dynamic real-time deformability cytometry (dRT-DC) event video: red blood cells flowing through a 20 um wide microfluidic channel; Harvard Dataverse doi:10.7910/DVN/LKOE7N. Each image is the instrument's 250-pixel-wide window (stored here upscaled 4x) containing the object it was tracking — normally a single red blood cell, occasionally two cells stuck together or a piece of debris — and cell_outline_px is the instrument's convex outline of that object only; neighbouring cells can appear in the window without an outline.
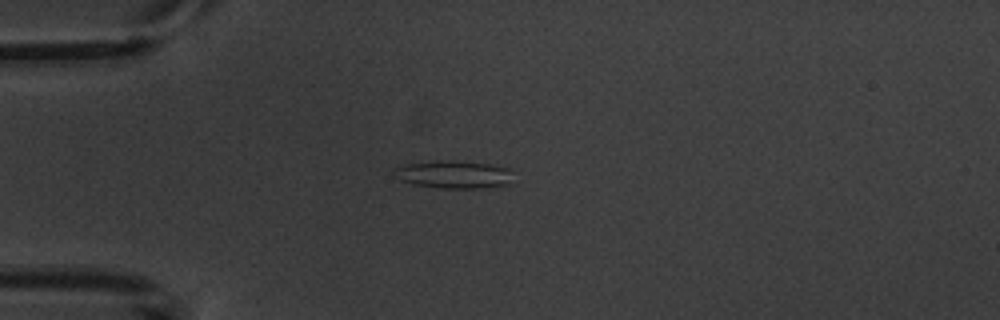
{"species": "common noctule bat (a hibernating species)", "species_latin": "Nyctalus noctula", "temperature_condition": "warm", "stored_images_in_passage": 2, "camera_frame_rate_fps": 3000, "um_per_image_px": 0.085, "animal": {"sex": "male", "body_mass_g": 20.1, "forearm_length_mm": 53.5}, "frame": {"image": 1, "passage_image": 2, "time_ms": 1.667, "image_size_px": [1000, 320], "cell_outline_px": [[508, 184], [476, 188], [444, 188], [412, 184], [400, 180], [392, 176], [392, 172], [396, 168], [408, 164], [432, 160], [452, 160], [492, 164], [508, 168]], "centroid_in_image_um": [38.46, 14.81], "position_along_channel_um": 46.5, "area_um2": 19.02}}